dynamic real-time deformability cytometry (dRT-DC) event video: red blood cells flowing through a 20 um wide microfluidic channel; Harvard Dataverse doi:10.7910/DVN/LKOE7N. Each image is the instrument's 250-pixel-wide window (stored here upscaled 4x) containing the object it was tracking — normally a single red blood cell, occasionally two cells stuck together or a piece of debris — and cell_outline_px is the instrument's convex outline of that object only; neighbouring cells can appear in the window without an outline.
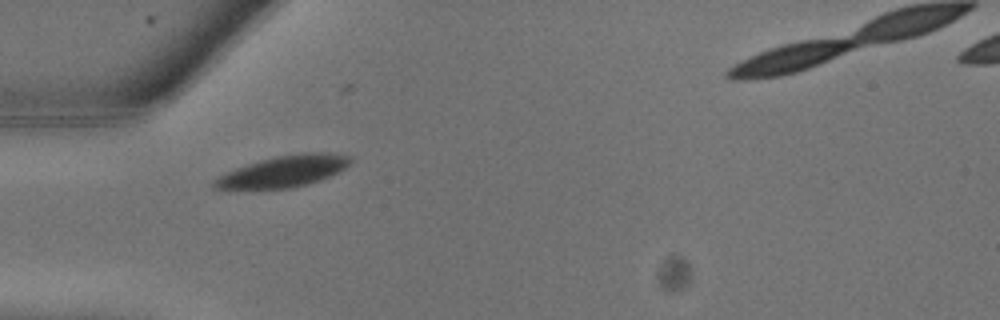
{"species": "common noctule bat (a hibernating species)", "species_latin": "Nyctalus noctula", "temperature_condition": "warm", "stored_images_in_passage": 4, "camera_frame_rate_fps": 3000, "um_per_image_px": 0.085, "animal": {"sex": "male", "body_mass_g": 13.3}, "frame": {"image": 1, "passage_image": 1, "time_ms": 0.0, "image_size_px": [1000, 320], "cell_outline_px": [[352, 160], [344, 168], [328, 176], [304, 184], [288, 188], [212, 188], [212, 184], [220, 176], [236, 168], [248, 164], [276, 156], [304, 152], [328, 152], [352, 156]], "centroid_in_image_um": [24.14, 14.53], "position_along_channel_um": 60.9, "area_um2": 24.04}}
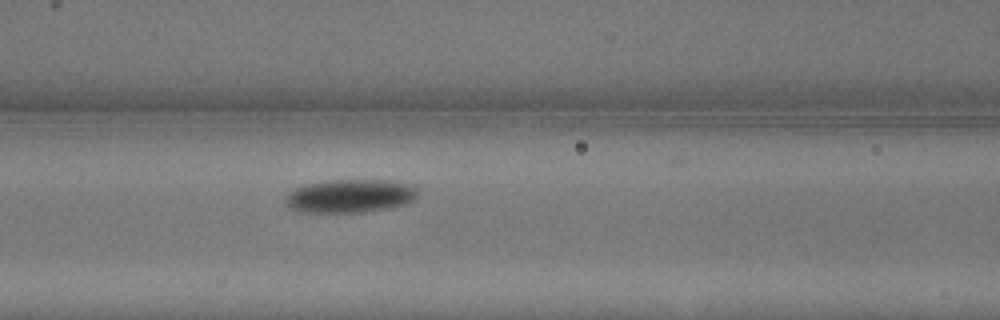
{"frame": {"image": 2, "passage_image": 4, "time_ms": 1.0, "image_size_px": [1000, 320], "cell_outline_px": [[416, 196], [412, 200], [404, 204], [388, 208], [364, 212], [296, 212], [288, 208], [284, 204], [288, 192], [304, 184], [328, 180], [392, 180], [412, 184], [416, 188]], "centroid_in_image_um": [29.7, 16.65], "position_along_channel_um": 136.9, "area_um2": 25.95}}